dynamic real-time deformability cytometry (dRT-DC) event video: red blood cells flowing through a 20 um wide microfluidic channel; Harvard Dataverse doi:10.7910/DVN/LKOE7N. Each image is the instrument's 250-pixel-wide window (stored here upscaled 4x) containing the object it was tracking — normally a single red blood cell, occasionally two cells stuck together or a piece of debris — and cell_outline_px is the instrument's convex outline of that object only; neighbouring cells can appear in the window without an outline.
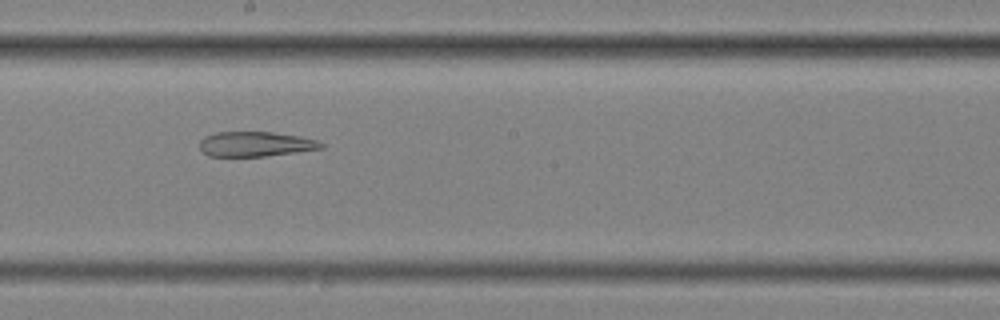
{"species": "common noctule bat (a hibernating species)", "species_latin": "Nyctalus noctula", "temperature_condition": "cold", "stored_images_in_passage": 52, "segment_of_instrument_passage": [2, 2], "camera_frame_rate_fps": 3000, "um_per_image_px": 0.085, "animal": {"sex": "female", "body_mass_g": 25.1}, "frame": {"image": 1, "passage_image": 27, "time_ms": 8.667, "image_size_px": [1000, 320], "cell_outline_px": [[324, 148], [264, 156], [208, 156], [200, 148], [200, 140], [204, 136], [216, 132], [272, 132], [300, 136], [316, 140], [324, 144]], "centroid_in_image_um": [21.7, 12.24], "position_along_channel_um": 226.5, "area_um2": 17.51}}
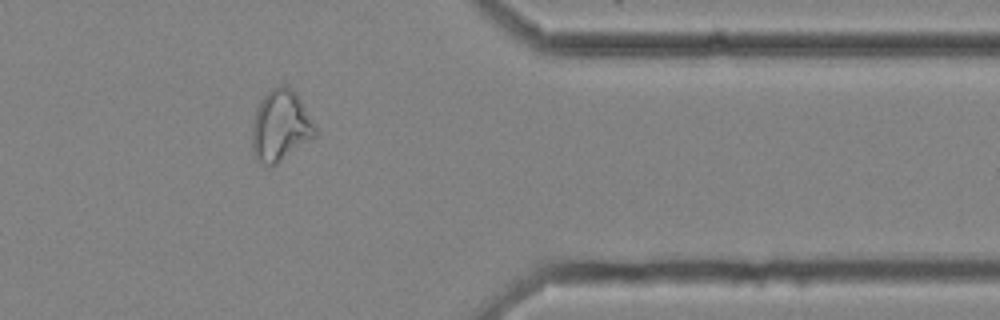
{"frame": {"image": 2, "passage_image": 42, "time_ms": 13.667, "image_size_px": [1000, 320], "cell_outline_px": [[316, 136], [276, 164], [264, 164], [256, 160], [252, 152], [252, 124], [256, 108], [260, 100], [272, 88], [280, 84], [284, 84], [296, 92], [316, 124]], "centroid_in_image_um": [23.84, 10.67], "position_along_channel_um": 387.6, "area_um2": 26.3}}
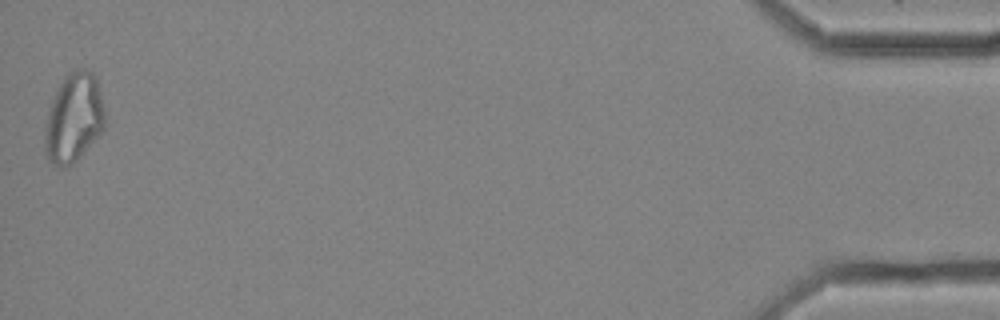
{"frame": {"image": 3, "passage_image": 52, "time_ms": 17.0, "image_size_px": [1000, 320], "cell_outline_px": [[104, 128], [64, 168], [60, 168], [52, 164], [44, 156], [44, 132], [48, 108], [64, 76], [72, 68], [88, 68], [92, 72], [96, 80], [100, 92], [104, 108]], "centroid_in_image_um": [6.21, 9.96], "position_along_channel_um": 429.0, "area_um2": 30.75}}